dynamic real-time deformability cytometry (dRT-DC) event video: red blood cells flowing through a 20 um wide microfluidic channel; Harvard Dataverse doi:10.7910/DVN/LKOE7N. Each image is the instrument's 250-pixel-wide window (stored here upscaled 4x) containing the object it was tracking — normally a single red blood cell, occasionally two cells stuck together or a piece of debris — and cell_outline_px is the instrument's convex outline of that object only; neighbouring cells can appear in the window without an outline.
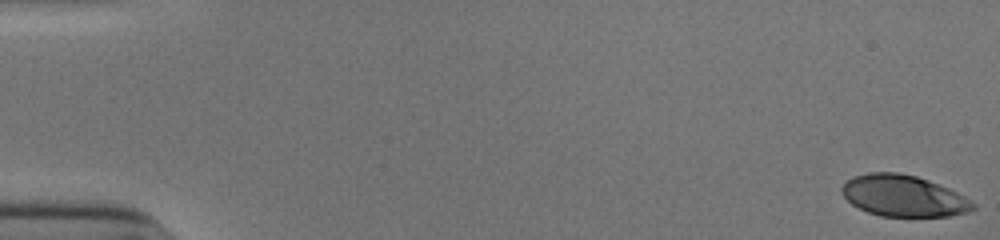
{"species": "human", "species_latin": "Homo sapiens", "temperature_condition": "cold", "stored_images_in_passage": 53, "camera_frame_rate_fps": 3000, "um_per_image_px": 0.085, "donor": {"sex": "male"}, "frame": {"image": 1, "passage_image": 1, "time_ms": 0.0, "image_size_px": [1000, 240], "cell_outline_px": [[976, 208], [968, 212], [948, 216], [880, 216], [868, 212], [852, 204], [840, 192], [840, 188], [852, 176], [868, 172], [900, 172], [916, 176], [928, 180], [948, 188], [972, 200], [976, 204]], "centroid_in_image_um": [76.79, 16.64], "position_along_channel_um": 8.2, "area_um2": 31.67}}
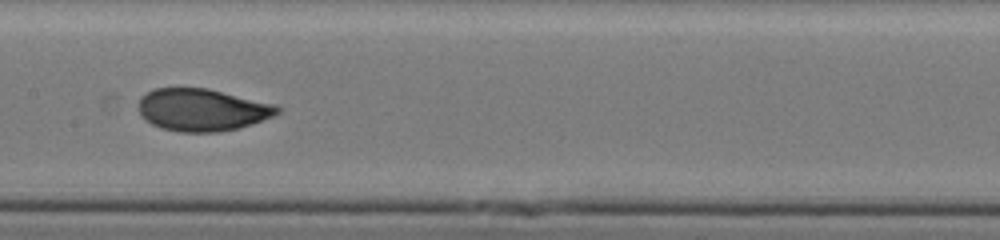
{"frame": {"image": 2, "passage_image": 28, "time_ms": 9.0, "image_size_px": [1000, 240], "cell_outline_px": [[280, 112], [272, 116], [252, 124], [240, 128], [216, 132], [180, 132], [160, 128], [144, 120], [140, 116], [136, 104], [140, 96], [156, 88], [208, 88], [276, 104], [280, 108]], "centroid_in_image_um": [17.14, 9.33], "position_along_channel_um": 190.3, "area_um2": 34.62}}
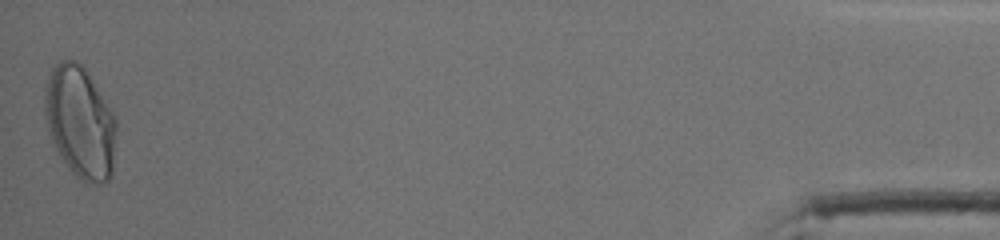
{"frame": {"image": 3, "passage_image": 53, "time_ms": 17.333, "image_size_px": [1000, 240], "cell_outline_px": [[116, 128], [112, 176], [108, 180], [100, 184], [88, 184], [80, 180], [68, 168], [60, 156], [52, 140], [48, 128], [44, 112], [44, 88], [48, 76], [52, 68], [56, 64], [64, 60], [76, 60], [84, 64], [96, 84], [112, 112], [116, 120]], "centroid_in_image_um": [6.81, 10.38], "position_along_channel_um": 428.4, "area_um2": 47.05}, "authors_computed_cell_mechanics": {"area_um2": 34.5066, "velocity_mm_per_s": 3.8998, "shape_relaxation_time_tau1_ms": 4.6473, "shape_relaxation_time_tau2_ms": null, "deformation_change_tau1": 0.1846, "deformation_change_tau2": null}}